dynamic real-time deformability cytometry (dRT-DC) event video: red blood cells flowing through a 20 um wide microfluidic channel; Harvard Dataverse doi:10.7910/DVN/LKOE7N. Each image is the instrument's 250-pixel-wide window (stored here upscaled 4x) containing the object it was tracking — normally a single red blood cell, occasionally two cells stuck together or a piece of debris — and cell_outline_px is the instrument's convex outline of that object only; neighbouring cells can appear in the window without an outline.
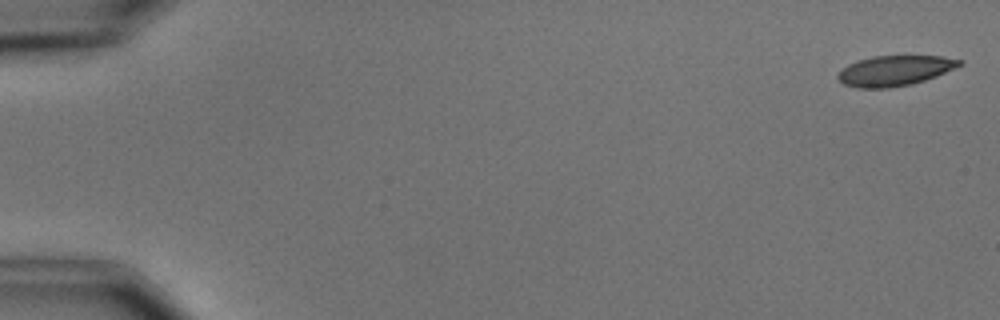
{"species": "common noctule bat (a hibernating species)", "species_latin": "Nyctalus noctula", "temperature_condition": "cold", "stored_images_in_passage": 4, "camera_frame_rate_fps": 3000, "um_per_image_px": 0.085, "animal": {"sex": "male", "body_mass_g": 15.6}, "frame": {"image": 1, "passage_image": 1, "time_ms": 0.0, "image_size_px": [1000, 320], "cell_outline_px": [[964, 64], [936, 76], [912, 84], [888, 88], [856, 88], [844, 84], [836, 76], [848, 64], [856, 60], [872, 56], [940, 56], [964, 60]], "centroid_in_image_um": [76.06, 6.0], "position_along_channel_um": 8.9, "area_um2": 21.44}}